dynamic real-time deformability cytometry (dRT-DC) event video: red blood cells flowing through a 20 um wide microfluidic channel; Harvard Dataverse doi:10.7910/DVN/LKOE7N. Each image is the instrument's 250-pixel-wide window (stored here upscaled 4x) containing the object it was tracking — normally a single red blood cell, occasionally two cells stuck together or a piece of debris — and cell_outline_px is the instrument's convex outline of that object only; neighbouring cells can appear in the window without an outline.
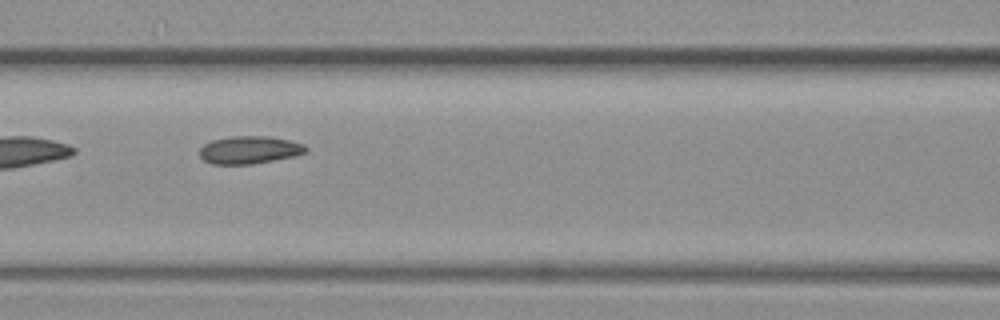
{"species": "common noctule bat (a hibernating species)", "species_latin": "Nyctalus noctula", "temperature_condition": "warm", "stored_images_in_passage": 12, "camera_frame_rate_fps": 3000, "um_per_image_px": 0.085, "animal": {"sex": "female", "body_mass_g": 19.3, "forearm_length_mm": 54.1}, "frame": {"image": 1, "passage_image": 10, "time_ms": 3.0, "image_size_px": [1000, 320], "cell_outline_px": [[308, 152], [296, 156], [252, 164], [212, 164], [204, 160], [200, 156], [200, 148], [204, 144], [212, 140], [232, 136], [268, 136], [288, 140], [304, 144], [308, 148]], "centroid_in_image_um": [21.23, 12.74], "position_along_channel_um": 145.4, "area_um2": 17.22}}